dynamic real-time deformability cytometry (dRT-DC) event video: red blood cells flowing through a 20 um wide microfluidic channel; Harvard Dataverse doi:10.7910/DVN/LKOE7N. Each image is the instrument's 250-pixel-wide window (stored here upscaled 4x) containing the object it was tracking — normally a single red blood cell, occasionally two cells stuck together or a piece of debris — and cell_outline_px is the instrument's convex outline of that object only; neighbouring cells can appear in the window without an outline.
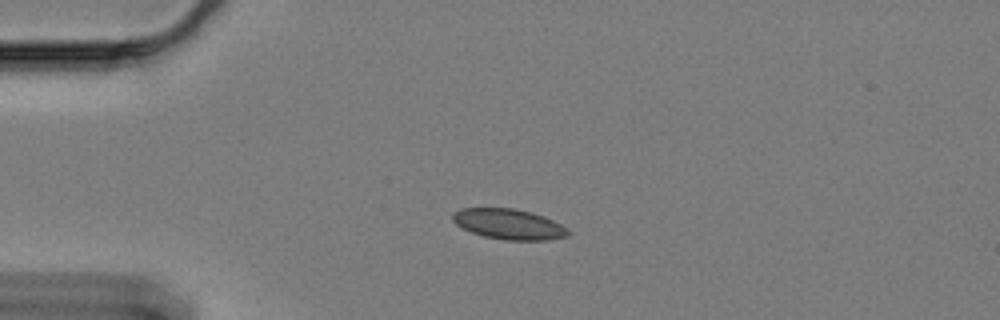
{"species": "Egyptian fruit bat (a non-hibernating species)", "species_latin": "Rousettus aegyptiacus", "temperature_condition": "cold", "stored_images_in_passage": 47, "camera_frame_rate_fps": 3000, "um_per_image_px": 0.085, "animal": {"sex": "female"}, "frame": {"image": 1, "passage_image": 1, "time_ms": 0.0, "image_size_px": [1000, 320], "cell_outline_px": [[572, 232], [568, 236], [548, 240], [504, 240], [484, 236], [472, 232], [456, 224], [452, 220], [452, 212], [460, 208], [516, 208], [532, 212], [544, 216], [568, 228]], "centroid_in_image_um": [43.27, 19.04], "position_along_channel_um": 41.7, "area_um2": 20.63}}
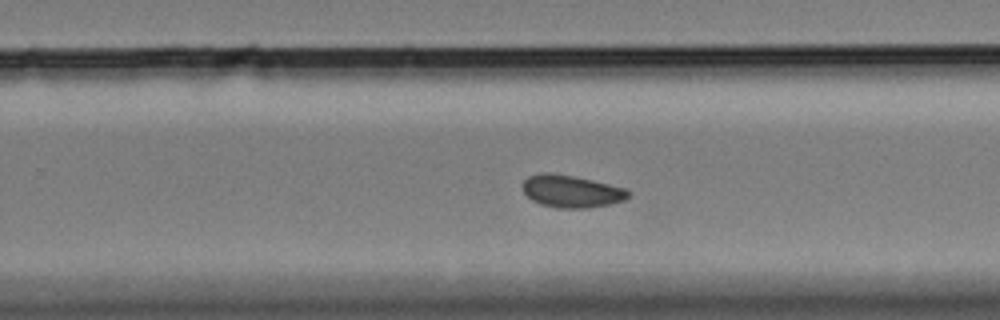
{"frame": {"image": 2, "passage_image": 25, "time_ms": 8.0, "image_size_px": [1000, 320], "cell_outline_px": [[628, 196], [624, 200], [608, 204], [588, 208], [556, 208], [540, 204], [532, 200], [524, 192], [524, 180], [528, 176], [540, 172], [548, 172], [572, 176], [592, 180], [624, 188], [628, 192]], "centroid_in_image_um": [48.52, 16.26], "position_along_channel_um": 281.3, "area_um2": 19.65}}
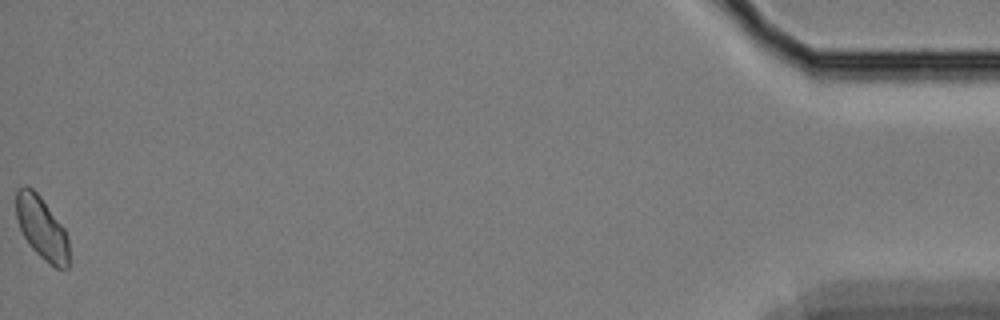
{"frame": {"image": 3, "passage_image": 47, "time_ms": 15.333, "image_size_px": [1000, 320], "cell_outline_px": [[68, 268], [56, 268], [48, 264], [28, 244], [20, 228], [16, 216], [16, 188], [24, 184], [32, 188], [40, 196], [64, 228], [68, 240]], "centroid_in_image_um": [3.53, 19.36], "position_along_channel_um": 431.7, "area_um2": 19.25}, "authors_computed_cell_mechanics": {"area_um2": 19.5942, "velocity_mm_per_s": 3.3106, "shape_relaxation_time_tau1_ms": null, "shape_relaxation_time_tau2_ms": 3.003, "deformation_change_tau1": null, "deformation_change_tau2": 0.0512}}